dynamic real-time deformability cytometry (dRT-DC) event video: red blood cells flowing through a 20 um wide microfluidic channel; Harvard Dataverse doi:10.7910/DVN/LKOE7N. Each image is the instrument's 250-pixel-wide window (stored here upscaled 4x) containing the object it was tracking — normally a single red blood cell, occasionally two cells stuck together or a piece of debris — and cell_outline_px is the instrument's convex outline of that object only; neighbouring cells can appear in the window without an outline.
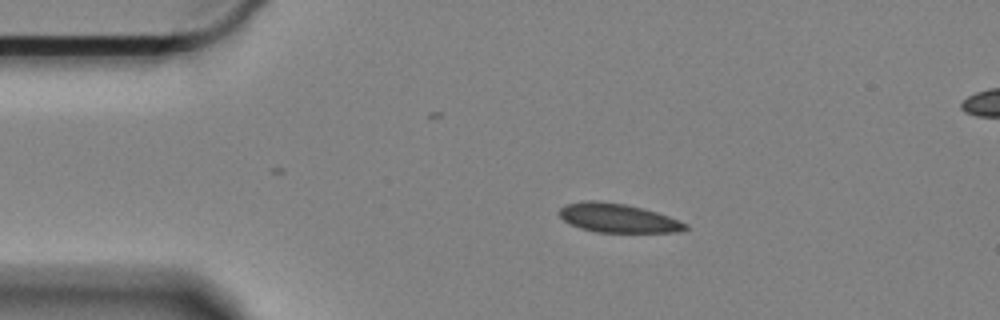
{"species": "Egyptian fruit bat (a non-hibernating species)", "species_latin": "Rousettus aegyptiacus", "temperature_condition": "cold", "stored_images_in_passage": 36, "camera_frame_rate_fps": 3000, "um_per_image_px": 0.085, "animal": {"sex": "female"}, "frame": {"image": 1, "passage_image": 1, "time_ms": 0.0, "image_size_px": [1000, 320], "cell_outline_px": [[688, 228], [684, 232], [596, 232], [580, 228], [564, 220], [556, 212], [564, 204], [584, 200], [596, 200], [624, 204], [656, 212], [668, 216], [688, 224]], "centroid_in_image_um": [52.49, 18.53], "position_along_channel_um": 32.5, "area_um2": 21.27}}
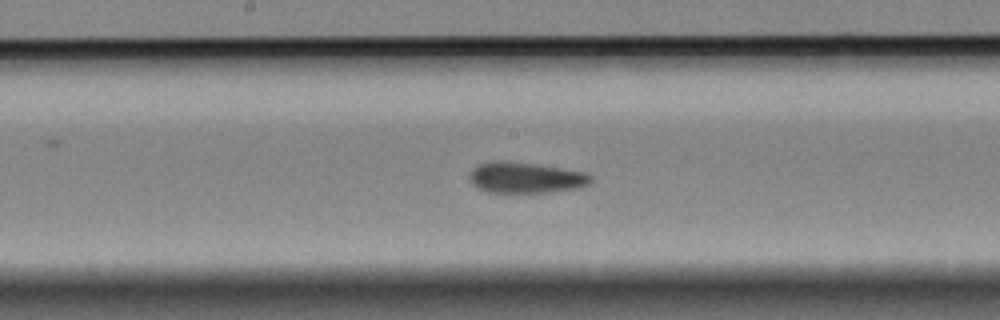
{"frame": {"image": 2, "passage_image": 20, "time_ms": 6.333, "image_size_px": [1000, 320], "cell_outline_px": [[592, 180], [588, 184], [580, 188], [548, 192], [488, 192], [476, 188], [472, 184], [468, 176], [472, 168], [476, 164], [488, 160], [508, 160], [536, 164], [584, 172], [592, 176]], "centroid_in_image_um": [44.61, 15.08], "position_along_channel_um": 203.6, "area_um2": 22.2}}
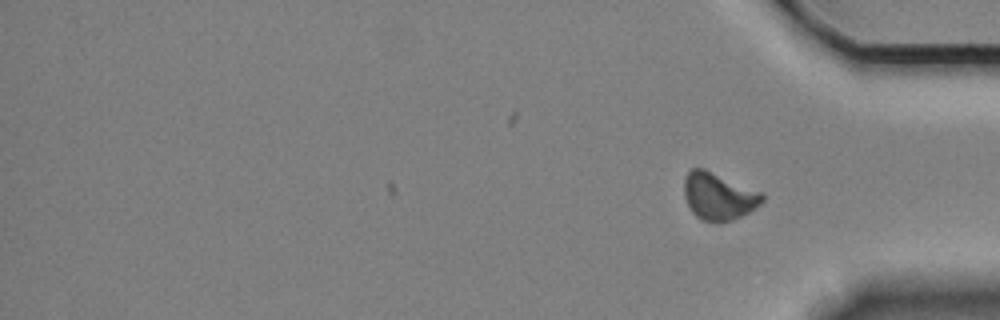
{"frame": {"image": 3, "passage_image": 36, "time_ms": 11.667, "image_size_px": [1000, 320], "cell_outline_px": [[764, 200], [756, 208], [732, 220], [720, 224], [716, 224], [704, 220], [696, 216], [692, 212], [684, 196], [684, 180], [688, 172], [692, 168], [704, 168], [760, 192], [764, 196]], "centroid_in_image_um": [61.06, 16.7], "position_along_channel_um": 374.1, "area_um2": 21.44}, "authors_computed_cell_mechanics": {"area_um2": 21.7617, "velocity_mm_per_s": 3.2804, "shape_relaxation_time_tau1_ms": null, "shape_relaxation_time_tau2_ms": 1.2841, "deformation_change_tau1": null, "deformation_change_tau2": 0.0486}}